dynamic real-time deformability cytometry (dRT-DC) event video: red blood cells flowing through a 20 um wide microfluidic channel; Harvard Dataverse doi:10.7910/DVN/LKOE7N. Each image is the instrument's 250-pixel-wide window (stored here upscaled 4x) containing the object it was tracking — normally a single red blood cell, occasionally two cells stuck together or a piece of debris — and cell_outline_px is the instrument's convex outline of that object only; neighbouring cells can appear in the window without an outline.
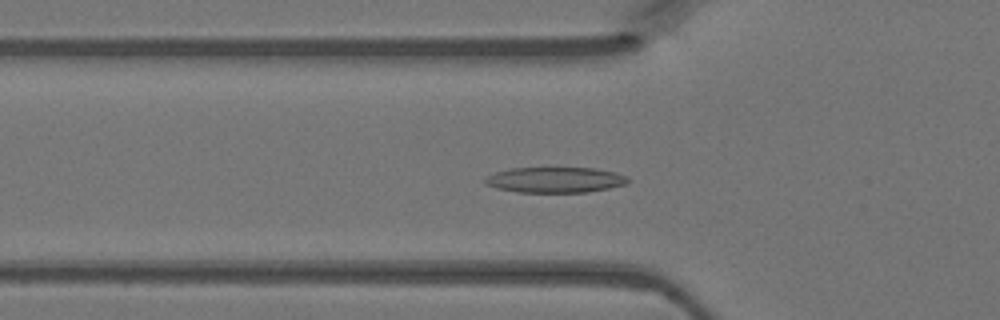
{"species": "Egyptian fruit bat (a non-hibernating species)", "species_latin": "Rousettus aegyptiacus", "temperature_condition": "warm", "stored_images_in_passage": 44, "camera_frame_rate_fps": 3000, "um_per_image_px": 0.085, "animal": {"sex": "female"}, "frame": {"image": 1, "passage_image": 15, "time_ms": 4.667, "image_size_px": [1000, 320], "cell_outline_px": [[628, 184], [588, 192], [520, 192], [500, 188], [484, 184], [484, 180], [488, 176], [496, 172], [512, 168], [596, 168], [616, 172], [628, 176]], "centroid_in_image_um": [47.25, 15.28], "position_along_channel_um": 78.6, "area_um2": 21.15}}
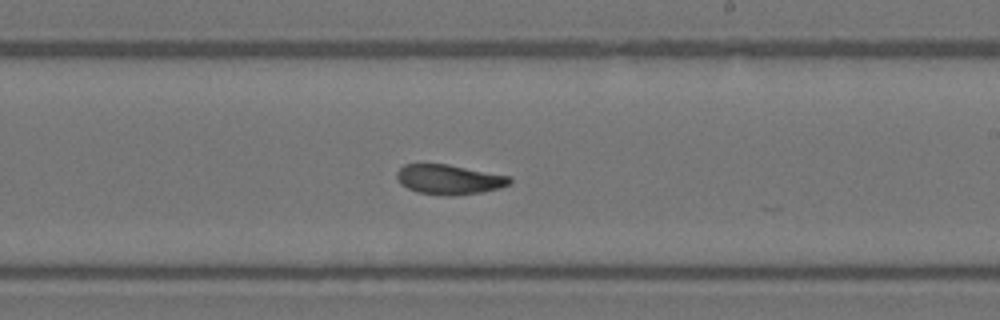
{"frame": {"image": 2, "passage_image": 27, "time_ms": 8.667, "image_size_px": [1000, 320], "cell_outline_px": [[512, 184], [500, 188], [480, 192], [452, 196], [448, 196], [416, 192], [400, 184], [396, 176], [396, 172], [404, 164], [448, 164], [512, 176]], "centroid_in_image_um": [38.2, 15.25], "position_along_channel_um": 250.8, "area_um2": 19.83}}
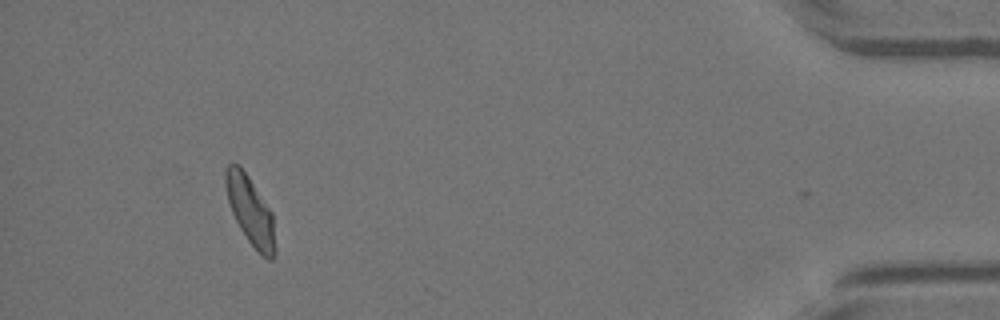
{"frame": {"image": 3, "passage_image": 43, "time_ms": 14.0, "image_size_px": [1000, 320], "cell_outline_px": [[276, 252], [272, 260], [268, 260], [248, 240], [240, 228], [232, 212], [228, 200], [224, 184], [224, 172], [228, 164], [240, 164], [272, 212], [276, 248]], "centroid_in_image_um": [21.27, 17.88], "position_along_channel_um": 413.9, "area_um2": 19.59}}